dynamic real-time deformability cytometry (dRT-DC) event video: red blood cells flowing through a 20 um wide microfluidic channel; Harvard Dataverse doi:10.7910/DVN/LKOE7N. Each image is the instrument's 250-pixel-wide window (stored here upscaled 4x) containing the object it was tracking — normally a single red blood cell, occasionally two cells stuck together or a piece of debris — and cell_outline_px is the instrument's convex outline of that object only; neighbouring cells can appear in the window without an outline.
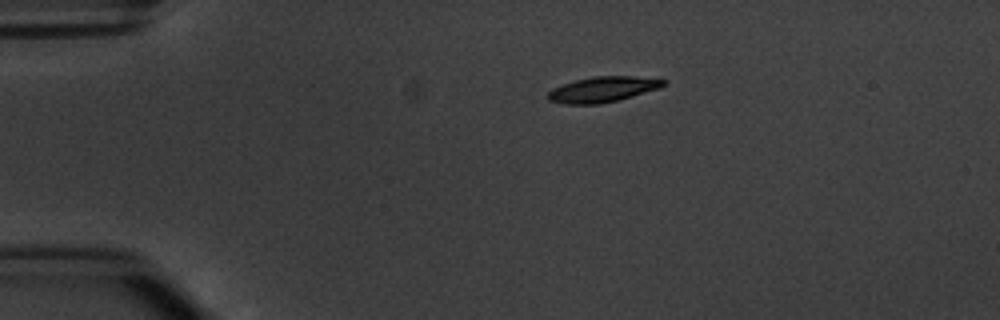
{"species": "common noctule bat (a hibernating species)", "species_latin": "Nyctalus noctula", "temperature_condition": "warm", "stored_images_in_passage": 4, "camera_frame_rate_fps": 3000, "um_per_image_px": 0.085, "animal": {"sex": "male", "body_mass_g": 20.1, "forearm_length_mm": 53.5}, "frame": {"image": 1, "passage_image": 4, "time_ms": 4.333, "image_size_px": [1000, 320], "cell_outline_px": [[668, 80], [660, 88], [616, 100], [600, 104], [564, 104], [548, 100], [544, 96], [552, 88], [576, 80], [592, 76], [632, 76]], "centroid_in_image_um": [51.18, 7.6], "position_along_channel_um": 33.8, "area_um2": 17.05}}